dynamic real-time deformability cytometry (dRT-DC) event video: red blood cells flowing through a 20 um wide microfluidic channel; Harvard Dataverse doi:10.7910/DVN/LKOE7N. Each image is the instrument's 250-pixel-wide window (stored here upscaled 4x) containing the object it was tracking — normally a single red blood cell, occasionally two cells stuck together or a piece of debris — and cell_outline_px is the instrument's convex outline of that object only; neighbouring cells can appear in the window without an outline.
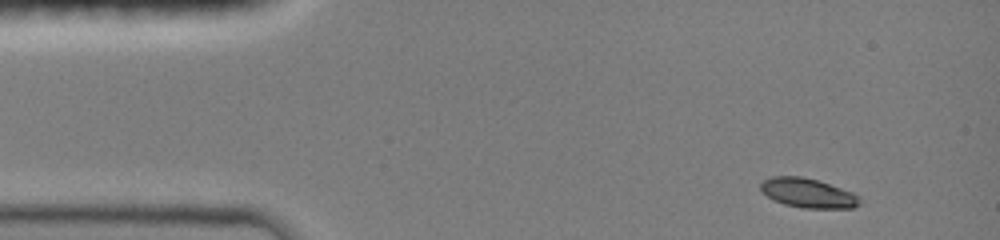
{"species": "common noctule bat (a hibernating species)", "species_latin": "Nyctalus noctula", "temperature_condition": "room temperature", "stored_images_in_passage": 6, "camera_frame_rate_fps": 3000, "um_per_image_px": 0.085, "animal": {"sex": "female", "body_mass_g": 19.0, "forearm_length_mm": 51.5}, "frame": {"image": 1, "passage_image": 1, "time_ms": 0.0, "image_size_px": [1000, 240], "cell_outline_px": [[860, 204], [852, 208], [800, 208], [784, 204], [772, 200], [760, 188], [760, 184], [764, 180], [772, 176], [800, 176], [816, 180], [852, 192], [860, 200]], "centroid_in_image_um": [68.64, 16.42], "position_along_channel_um": 16.4, "area_um2": 16.76}}
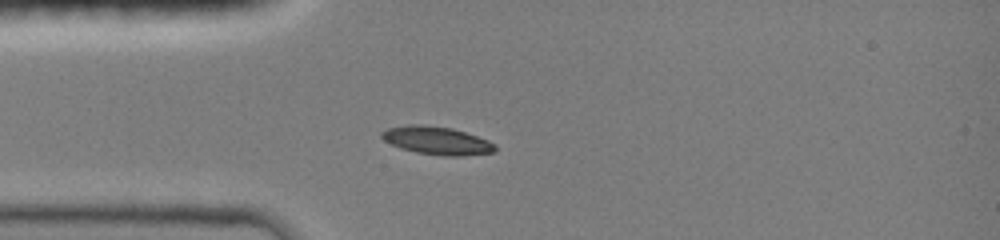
{"frame": {"image": 2, "passage_image": 5, "time_ms": 1.333, "image_size_px": [1000, 240], "cell_outline_px": [[496, 152], [460, 156], [444, 156], [416, 152], [400, 148], [384, 140], [380, 136], [380, 132], [388, 128], [408, 124], [424, 124], [452, 128], [488, 140], [496, 144]], "centroid_in_image_um": [37.13, 11.94], "position_along_channel_um": 47.9, "area_um2": 18.61}}